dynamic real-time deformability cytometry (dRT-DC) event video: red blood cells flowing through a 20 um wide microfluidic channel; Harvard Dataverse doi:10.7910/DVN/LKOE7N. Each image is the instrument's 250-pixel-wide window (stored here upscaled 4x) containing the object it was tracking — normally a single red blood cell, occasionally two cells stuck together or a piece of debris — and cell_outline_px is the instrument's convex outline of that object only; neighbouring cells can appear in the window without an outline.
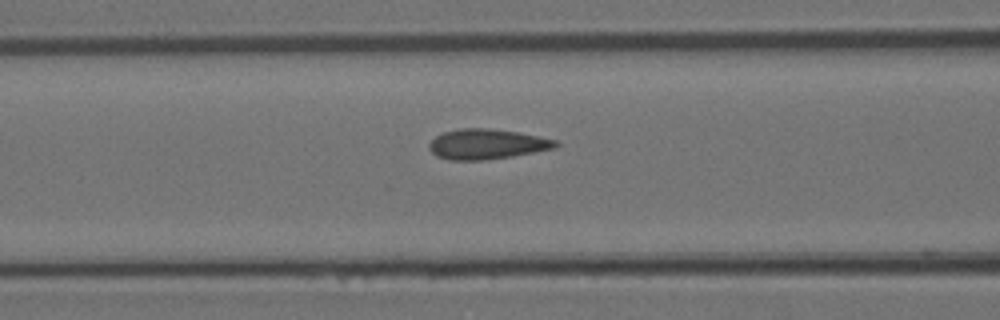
{"species": "Egyptian fruit bat (a non-hibernating species)", "species_latin": "Rousettus aegyptiacus", "temperature_condition": "room temperature", "stored_images_in_passage": 10, "camera_frame_rate_fps": 3000, "um_per_image_px": 0.085, "animal": {"sex": "female"}, "frame": {"image": 1, "passage_image": 9, "time_ms": 2.667, "image_size_px": [1000, 320], "cell_outline_px": [[560, 144], [556, 148], [512, 156], [488, 160], [448, 160], [436, 156], [428, 148], [428, 144], [436, 136], [444, 132], [460, 128], [488, 128], [520, 132], [556, 140]], "centroid_in_image_um": [41.38, 12.25], "position_along_channel_um": 125.2, "area_um2": 22.37}}